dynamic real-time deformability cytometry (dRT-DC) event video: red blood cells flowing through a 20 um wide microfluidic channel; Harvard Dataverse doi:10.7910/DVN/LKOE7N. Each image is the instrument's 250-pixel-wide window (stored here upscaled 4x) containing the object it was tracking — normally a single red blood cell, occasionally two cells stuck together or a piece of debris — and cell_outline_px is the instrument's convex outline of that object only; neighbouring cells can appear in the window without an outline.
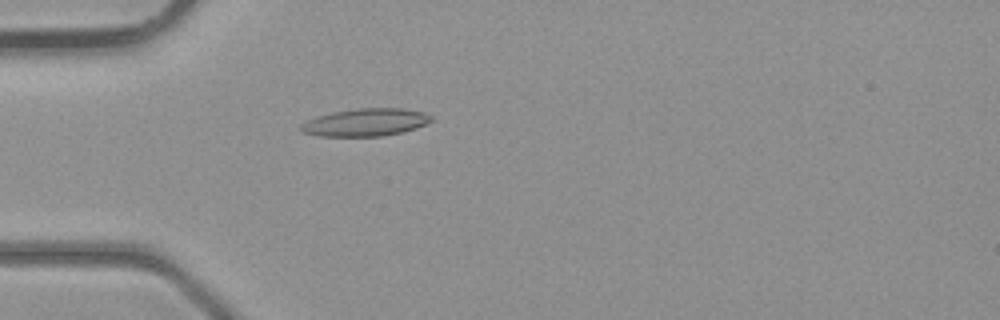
{"species": "common noctule bat (a hibernating species)", "species_latin": "Nyctalus noctula", "temperature_condition": "room temperature", "stored_images_in_passage": 4, "camera_frame_rate_fps": 3000, "um_per_image_px": 0.085, "animal": {"sex": "male", "body_mass_g": 23.1, "forearm_length_mm": 52.7}, "frame": {"image": 1, "passage_image": 4, "time_ms": 3.667, "image_size_px": [1000, 320], "cell_outline_px": [[432, 120], [424, 124], [400, 132], [384, 136], [320, 136], [304, 132], [300, 128], [300, 124], [316, 116], [332, 112], [356, 108], [404, 108], [424, 112], [432, 116]], "centroid_in_image_um": [31.05, 10.38], "position_along_channel_um": 54.0, "area_um2": 20.81}}